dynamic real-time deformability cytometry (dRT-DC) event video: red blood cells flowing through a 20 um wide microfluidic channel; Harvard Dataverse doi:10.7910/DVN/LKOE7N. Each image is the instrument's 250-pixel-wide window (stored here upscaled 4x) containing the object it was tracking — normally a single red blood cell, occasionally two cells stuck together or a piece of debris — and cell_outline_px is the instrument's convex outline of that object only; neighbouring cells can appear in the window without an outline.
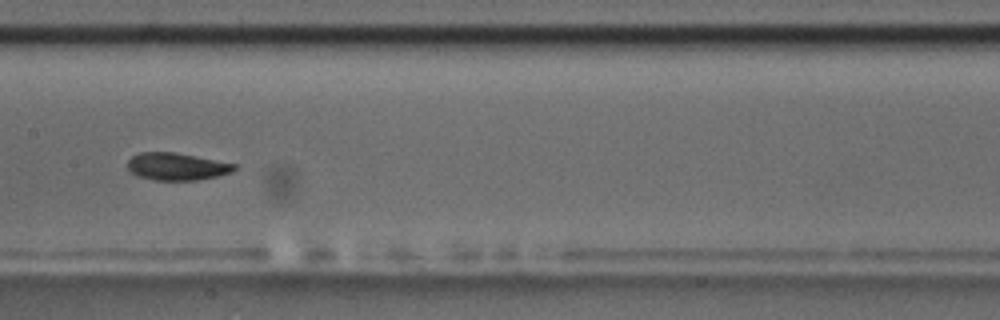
{"species": "common noctule bat (a hibernating species)", "species_latin": "Nyctalus noctula", "temperature_condition": "room temperature", "stored_images_in_passage": 17, "camera_frame_rate_fps": 3000, "um_per_image_px": 0.085, "animal": {"sex": "male", "body_mass_g": 17.5, "forearm_length_mm": 52.3}, "frame": {"image": 1, "passage_image": 10, "time_ms": 10.0, "image_size_px": [1000, 320], "cell_outline_px": [[240, 168], [232, 172], [216, 176], [196, 180], [156, 180], [136, 176], [128, 168], [128, 160], [132, 156], [140, 152], [176, 152], [236, 164]], "centroid_in_image_um": [15.04, 14.15], "position_along_channel_um": 192.4, "area_um2": 17.05}, "authors_computed_cell_mechanics": {"area_um2": 17.5712, "velocity_mm_per_s": 3.5091, "shape_relaxation_time_tau1_ms": 2.8952, "shape_relaxation_time_tau2_ms": 1.1618, "deformation_change_tau1": 0.1145, "deformation_change_tau2": 0.043}}